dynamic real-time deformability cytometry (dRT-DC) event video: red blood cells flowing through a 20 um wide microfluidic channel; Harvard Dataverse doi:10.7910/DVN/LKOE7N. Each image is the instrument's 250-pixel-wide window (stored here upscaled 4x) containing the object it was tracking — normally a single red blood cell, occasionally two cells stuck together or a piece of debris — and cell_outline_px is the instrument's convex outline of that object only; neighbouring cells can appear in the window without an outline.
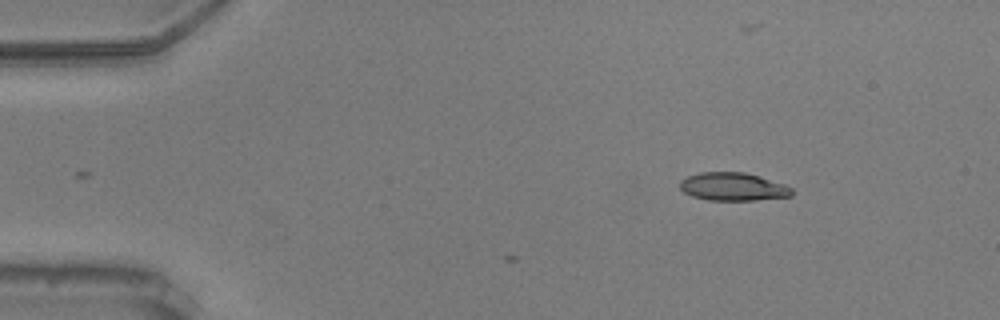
{"species": "common noctule bat (a hibernating species)", "species_latin": "Nyctalus noctula", "temperature_condition": "warm", "stored_images_in_passage": 2, "camera_frame_rate_fps": 3000, "um_per_image_px": 0.085, "animal": {"sex": "male", "body_mass_g": 20.5, "forearm_length_mm": 52.5}, "frame": {"image": 1, "passage_image": 2, "time_ms": 0.333, "image_size_px": [1000, 320], "cell_outline_px": [[792, 196], [756, 200], [708, 200], [692, 196], [684, 192], [680, 188], [680, 180], [688, 176], [700, 172], [744, 172], [760, 176], [784, 184], [792, 188]], "centroid_in_image_um": [62.31, 15.87], "position_along_channel_um": 22.7, "area_um2": 18.32}}